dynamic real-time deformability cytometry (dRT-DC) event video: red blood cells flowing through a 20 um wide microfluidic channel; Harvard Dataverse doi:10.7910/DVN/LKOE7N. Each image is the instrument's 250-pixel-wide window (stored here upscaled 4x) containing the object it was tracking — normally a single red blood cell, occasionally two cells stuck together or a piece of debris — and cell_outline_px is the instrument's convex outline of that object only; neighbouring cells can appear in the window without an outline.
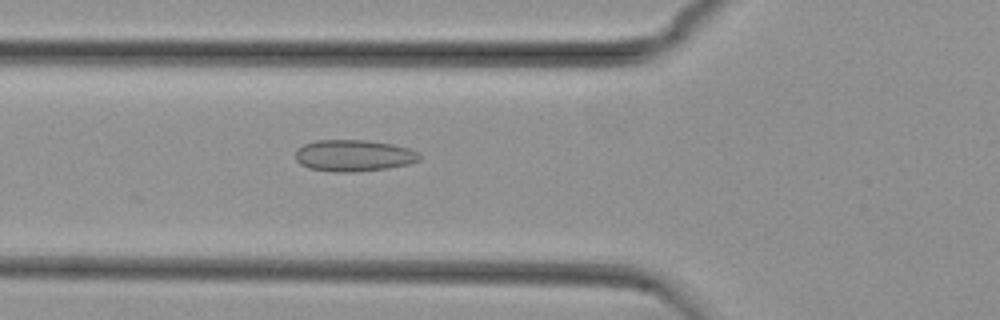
{"species": "common noctule bat (a hibernating species)", "species_latin": "Nyctalus noctula", "temperature_condition": "cold", "stored_images_in_passage": 19, "camera_frame_rate_fps": 3000, "um_per_image_px": 0.085, "animal": {"sex": "female", "body_mass_g": 29.2, "forearm_length_mm": 56.3}, "frame": {"image": 1, "passage_image": 6, "time_ms": 1.667, "image_size_px": [1000, 320], "cell_outline_px": [[420, 160], [408, 164], [388, 168], [352, 172], [336, 172], [308, 168], [300, 164], [296, 160], [296, 148], [304, 144], [316, 140], [368, 140], [392, 144], [408, 148], [416, 152], [420, 156]], "centroid_in_image_um": [30.03, 13.22], "position_along_channel_um": 95.8, "area_um2": 22.83}}
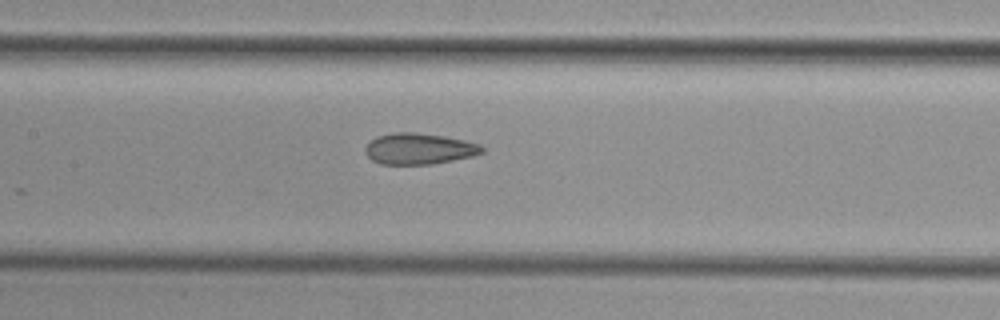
{"frame": {"image": 2, "passage_image": 12, "time_ms": 3.667, "image_size_px": [1000, 320], "cell_outline_px": [[484, 152], [472, 156], [432, 164], [380, 164], [372, 160], [364, 152], [364, 148], [376, 136], [392, 132], [416, 132], [444, 136], [464, 140], [480, 144], [484, 148]], "centroid_in_image_um": [35.61, 12.64], "position_along_channel_um": 171.8, "area_um2": 21.21}}
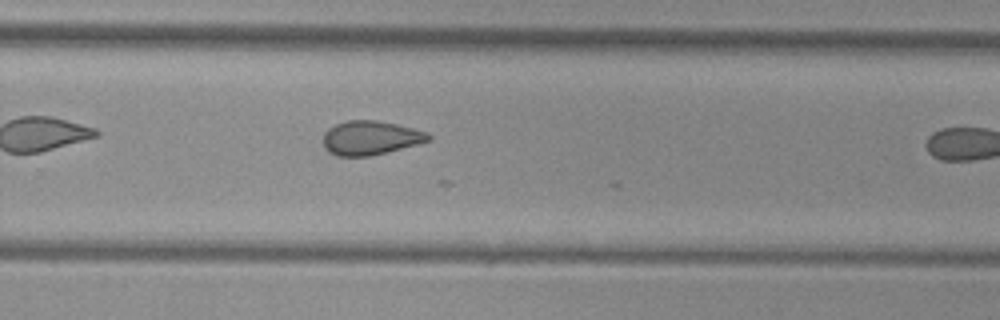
{"frame": {"image": 3, "passage_image": 18, "time_ms": 5.667, "image_size_px": [1000, 320], "cell_outline_px": [[432, 140], [372, 156], [336, 156], [328, 152], [324, 148], [324, 132], [328, 128], [336, 124], [348, 120], [376, 120], [396, 124], [428, 132], [432, 136]], "centroid_in_image_um": [31.49, 11.72], "position_along_channel_um": 298.3, "area_um2": 20.98}}